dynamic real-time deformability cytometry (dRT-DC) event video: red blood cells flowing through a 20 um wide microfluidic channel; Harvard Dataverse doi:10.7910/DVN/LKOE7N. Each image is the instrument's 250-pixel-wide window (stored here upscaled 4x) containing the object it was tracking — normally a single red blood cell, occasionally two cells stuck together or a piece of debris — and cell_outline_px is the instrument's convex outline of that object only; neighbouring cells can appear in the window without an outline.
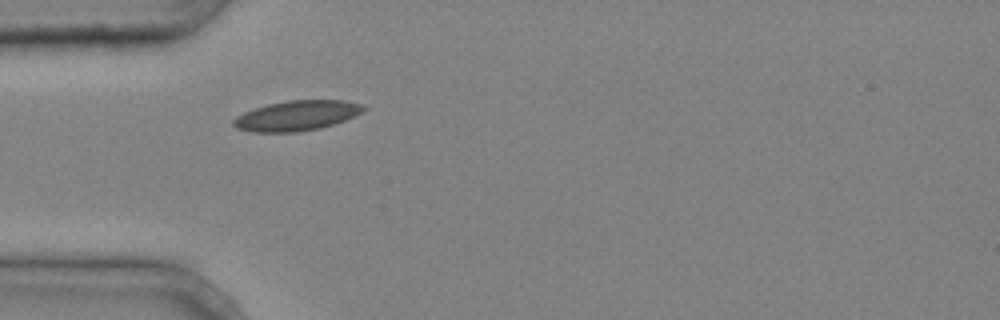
{"species": "common noctule bat (a hibernating species)", "species_latin": "Nyctalus noctula", "temperature_condition": "cold", "stored_images_in_passage": 27, "camera_frame_rate_fps": 3000, "um_per_image_px": 0.085, "animal": {"sex": "male", "body_mass_g": 20.4}, "frame": {"image": 1, "passage_image": 1, "time_ms": 0.0, "image_size_px": [1000, 320], "cell_outline_px": [[368, 108], [364, 112], [356, 116], [320, 128], [296, 132], [252, 132], [236, 128], [232, 124], [232, 120], [236, 116], [244, 112], [268, 104], [288, 100], [344, 100], [364, 104]], "centroid_in_image_um": [25.26, 9.82], "position_along_channel_um": 59.7, "area_um2": 22.95}}
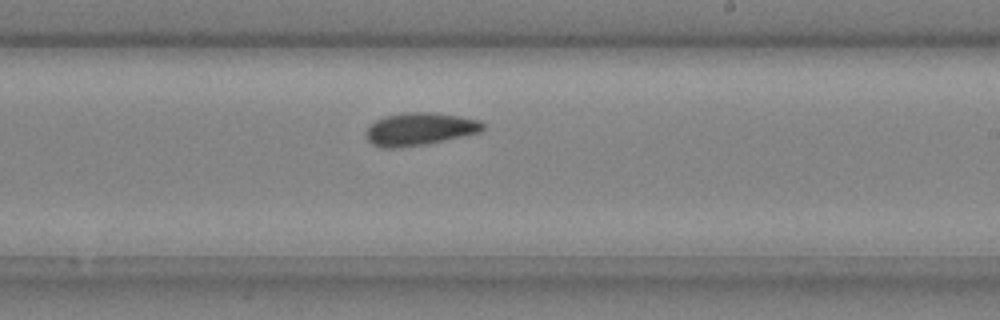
{"frame": {"image": 2, "passage_image": 15, "time_ms": 4.667, "image_size_px": [1000, 320], "cell_outline_px": [[484, 128], [480, 132], [424, 144], [400, 148], [380, 148], [372, 144], [368, 140], [364, 132], [376, 120], [384, 116], [404, 112], [432, 112], [460, 116], [480, 120], [484, 124]], "centroid_in_image_um": [35.64, 10.96], "position_along_channel_um": 253.4, "area_um2": 22.25}}
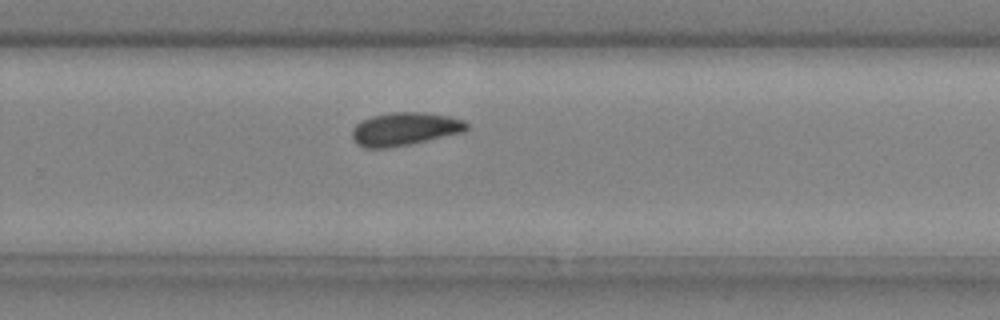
{"frame": {"image": 3, "passage_image": 18, "time_ms": 5.667, "image_size_px": [1000, 320], "cell_outline_px": [[468, 128], [464, 132], [408, 144], [388, 148], [364, 148], [356, 144], [352, 136], [352, 128], [360, 120], [372, 116], [388, 112], [420, 112], [448, 116], [464, 120], [468, 124]], "centroid_in_image_um": [34.36, 10.96], "position_along_channel_um": 295.4, "area_um2": 22.14}, "authors_computed_cell_mechanics": {"area_um2": 21.964, "velocity_mm_per_s": 4.2093, "shape_relaxation_time_tau1_ms": 7.7593, "shape_relaxation_time_tau2_ms": 2.6558, "deformation_change_tau1": 0.1172, "deformation_change_tau2": 0.0824}}